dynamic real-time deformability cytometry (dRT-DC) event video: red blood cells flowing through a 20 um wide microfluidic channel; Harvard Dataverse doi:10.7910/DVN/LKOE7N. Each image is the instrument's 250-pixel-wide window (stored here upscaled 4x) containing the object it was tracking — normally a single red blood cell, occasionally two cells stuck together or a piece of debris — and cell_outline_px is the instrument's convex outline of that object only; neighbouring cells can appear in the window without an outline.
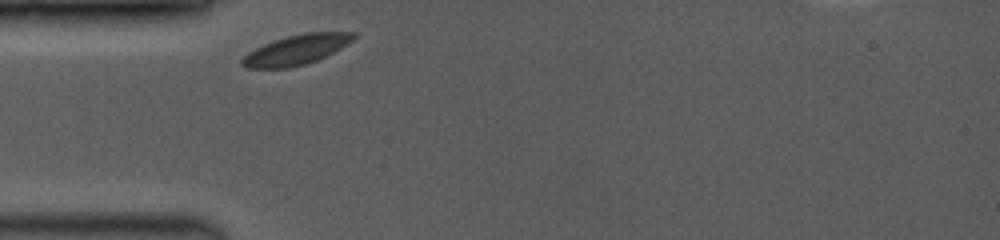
{"species": "common noctule bat (a hibernating species)", "species_latin": "Nyctalus noctula", "temperature_condition": "room temperature", "stored_images_in_passage": 47, "camera_frame_rate_fps": 3500, "um_per_image_px": 0.085, "animal": {"sex": "female", "body_mass_g": 19.0, "forearm_length_mm": 53.3}, "frame": {"image": 1, "passage_image": 1, "time_ms": 0.0, "image_size_px": [1000, 240], "cell_outline_px": [[356, 36], [352, 40], [340, 48], [316, 60], [304, 64], [288, 68], [248, 68], [240, 64], [240, 60], [248, 52], [264, 44], [288, 36], [304, 32], [356, 32]], "centroid_in_image_um": [25.16, 4.23], "position_along_channel_um": 59.8, "area_um2": 19.07}}
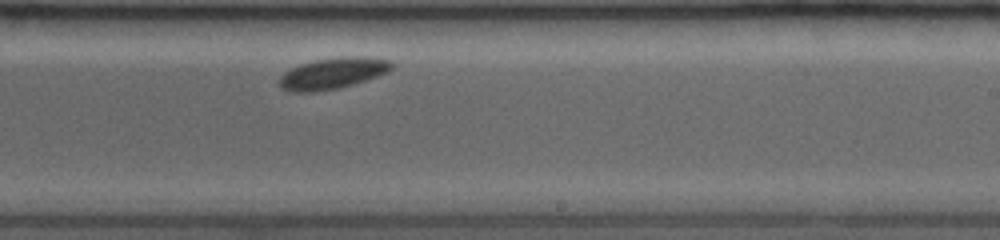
{"frame": {"image": 2, "passage_image": 27, "time_ms": 5.429, "image_size_px": [1000, 240], "cell_outline_px": [[396, 64], [388, 72], [340, 88], [312, 92], [292, 92], [280, 88], [280, 76], [284, 72], [300, 64], [316, 60], [340, 56], [360, 56], [392, 60]], "centroid_in_image_um": [28.3, 6.22], "position_along_channel_um": 260.7, "area_um2": 20.46}}
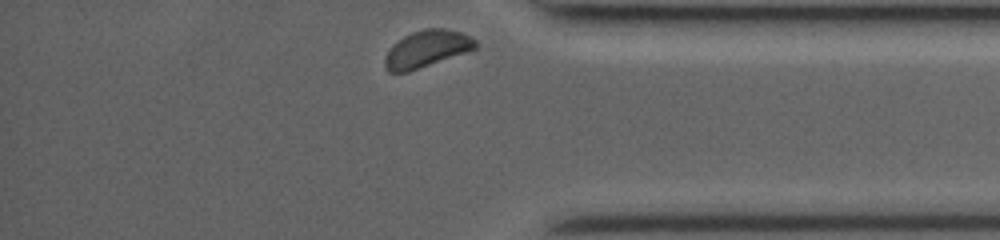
{"frame": {"image": 3, "passage_image": 46, "time_ms": 9.143, "image_size_px": [1000, 240], "cell_outline_px": [[476, 48], [408, 72], [388, 72], [384, 68], [384, 60], [392, 44], [404, 36], [412, 32], [428, 28], [444, 28], [460, 32], [472, 36], [476, 40]], "centroid_in_image_um": [36.25, 4.15], "position_along_channel_um": 399.0, "area_um2": 19.25}}